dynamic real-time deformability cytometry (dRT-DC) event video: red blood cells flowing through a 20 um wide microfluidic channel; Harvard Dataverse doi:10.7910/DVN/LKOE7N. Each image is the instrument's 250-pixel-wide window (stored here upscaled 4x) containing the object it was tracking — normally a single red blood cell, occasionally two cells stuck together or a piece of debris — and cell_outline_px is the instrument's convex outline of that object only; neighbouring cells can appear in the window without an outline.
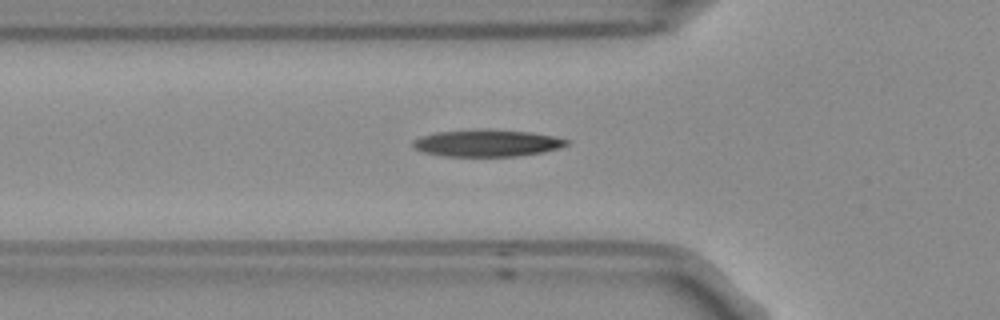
{"species": "Egyptian fruit bat (a non-hibernating species)", "species_latin": "Rousettus aegyptiacus", "temperature_condition": "room temperature", "stored_images_in_passage": 31, "camera_frame_rate_fps": 3000, "um_per_image_px": 0.085, "frame": {"image": 1, "passage_image": 3, "time_ms": 0.667, "image_size_px": [1000, 320], "cell_outline_px": [[572, 140], [568, 144], [560, 148], [544, 152], [516, 156], [444, 156], [424, 152], [412, 148], [412, 140], [436, 132], [472, 128], [532, 132], [556, 136]], "centroid_in_image_um": [41.43, 12.15], "position_along_channel_um": 84.4, "area_um2": 24.51}}
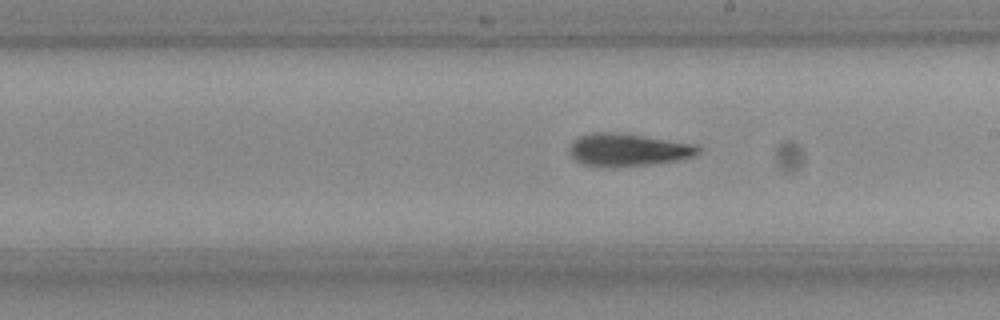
{"frame": {"image": 2, "passage_image": 15, "time_ms": 4.667, "image_size_px": [1000, 320], "cell_outline_px": [[700, 152], [692, 156], [680, 160], [652, 164], [612, 168], [584, 164], [576, 160], [568, 152], [568, 148], [580, 136], [596, 132], [608, 132], [644, 136], [692, 144], [700, 148]], "centroid_in_image_um": [53.36, 12.76], "position_along_channel_um": 235.6, "area_um2": 24.22}}
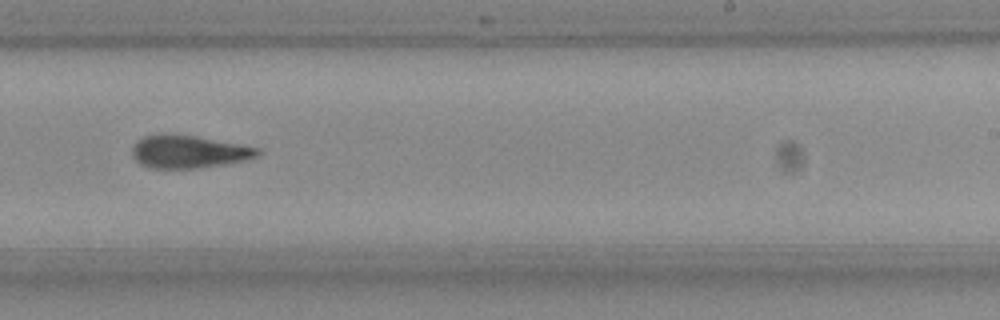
{"frame": {"image": 3, "passage_image": 18, "time_ms": 5.667, "image_size_px": [1000, 320], "cell_outline_px": [[260, 152], [256, 156], [244, 160], [224, 164], [200, 168], [152, 168], [140, 164], [132, 156], [132, 148], [136, 140], [144, 136], [156, 132], [164, 132], [192, 136], [260, 148]], "centroid_in_image_um": [15.94, 12.88], "position_along_channel_um": 273.1, "area_um2": 23.99}, "authors_computed_cell_mechanics": {"area_um2": 23.8714, "velocity_mm_per_s": 3.7629, "shape_relaxation_time_tau1_ms": 5.2614, "shape_relaxation_time_tau2_ms": 3.7459, "deformation_change_tau1": 0.1865, "deformation_change_tau2": 0.1352}}